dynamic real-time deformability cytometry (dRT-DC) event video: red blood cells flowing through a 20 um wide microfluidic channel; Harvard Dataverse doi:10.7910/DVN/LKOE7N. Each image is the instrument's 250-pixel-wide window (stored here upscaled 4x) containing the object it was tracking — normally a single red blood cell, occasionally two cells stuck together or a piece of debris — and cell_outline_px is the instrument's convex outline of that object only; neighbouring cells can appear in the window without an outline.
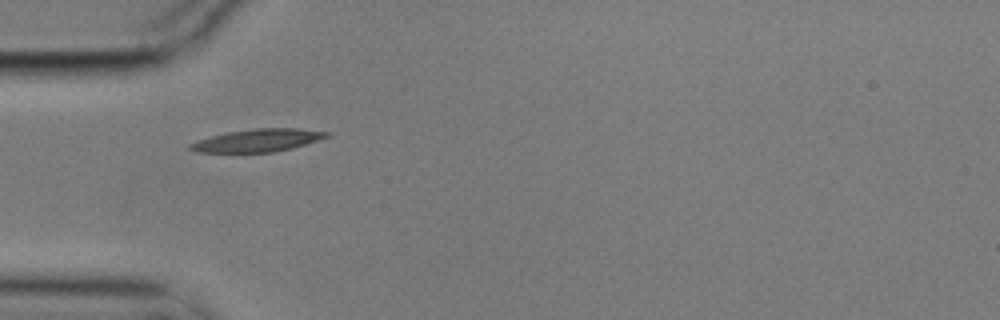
{"species": "common noctule bat (a hibernating species)", "species_latin": "Nyctalus noctula", "temperature_condition": "cold", "stored_images_in_passage": 11, "camera_frame_rate_fps": 3000, "um_per_image_px": 0.085, "animal": {"sex": "male", "body_mass_g": 17.9}, "frame": {"image": 1, "passage_image": 1, "time_ms": 0.0, "image_size_px": [1000, 320], "cell_outline_px": [[332, 136], [292, 148], [272, 152], [196, 152], [188, 148], [188, 144], [196, 140], [228, 132], [256, 128], [300, 128], [332, 132]], "centroid_in_image_um": [21.95, 11.92], "position_along_channel_um": 63.0, "area_um2": 18.15}}
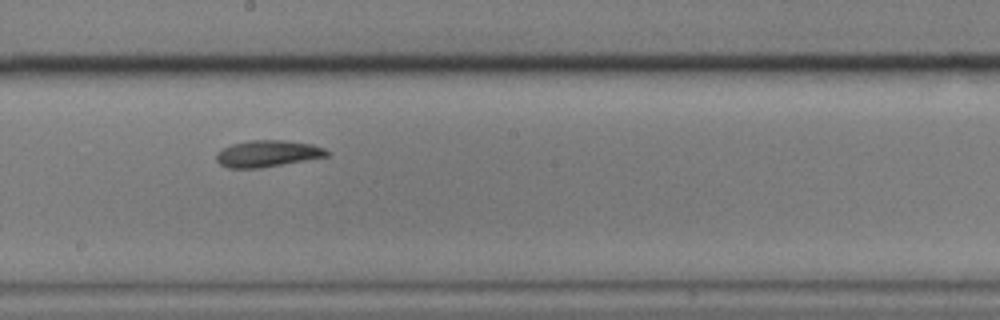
{"frame": {"image": 2, "passage_image": 5, "time_ms": 1.333, "image_size_px": [1000, 320], "cell_outline_px": [[328, 156], [260, 168], [228, 168], [220, 164], [216, 160], [216, 152], [232, 144], [248, 140], [284, 140], [312, 144], [324, 148], [328, 152]], "centroid_in_image_um": [22.71, 13.05], "position_along_channel_um": 225.5, "area_um2": 17.05}}
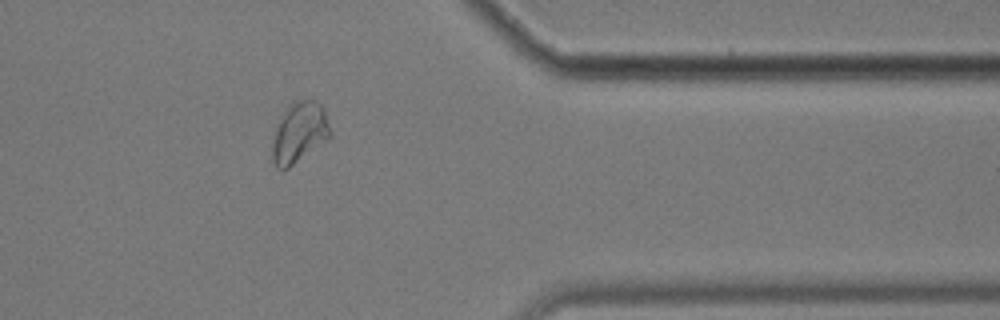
{"frame": {"image": 3, "passage_image": 9, "time_ms": 2.667, "image_size_px": [1000, 320], "cell_outline_px": [[332, 136], [328, 140], [288, 168], [276, 168], [272, 160], [272, 140], [276, 124], [280, 116], [288, 104], [292, 100], [316, 100], [324, 108], [332, 132]], "centroid_in_image_um": [25.44, 11.24], "position_along_channel_um": 386.0, "area_um2": 20.92}}